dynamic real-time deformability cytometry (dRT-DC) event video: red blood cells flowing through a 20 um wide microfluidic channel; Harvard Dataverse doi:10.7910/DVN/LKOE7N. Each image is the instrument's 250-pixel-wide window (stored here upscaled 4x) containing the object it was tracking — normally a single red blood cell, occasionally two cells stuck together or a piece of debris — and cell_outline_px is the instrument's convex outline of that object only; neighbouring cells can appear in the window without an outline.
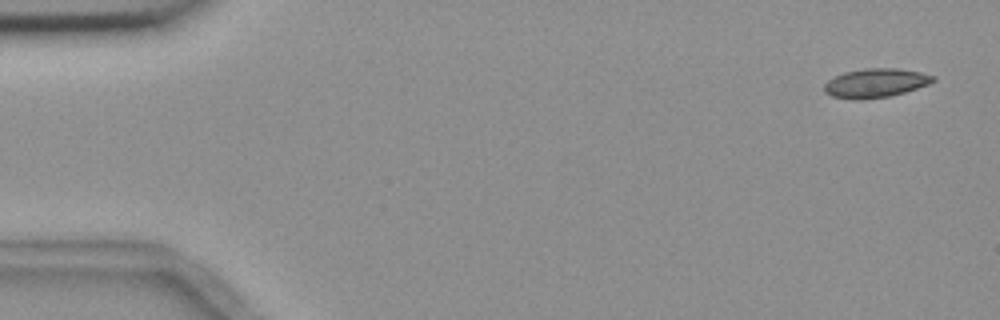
{"species": "common noctule bat (a hibernating species)", "species_latin": "Nyctalus noctula", "temperature_condition": "room temperature", "stored_images_in_passage": 4, "camera_frame_rate_fps": 3000, "um_per_image_px": 0.085, "animal": {"sex": "female", "body_mass_g": 18.4}, "frame": {"image": 1, "passage_image": 1, "time_ms": 0.0, "image_size_px": [1000, 320], "cell_outline_px": [[936, 80], [928, 84], [904, 92], [888, 96], [860, 100], [832, 96], [824, 92], [824, 84], [828, 80], [844, 72], [864, 68], [896, 68], [920, 72], [936, 76]], "centroid_in_image_um": [74.42, 7.05], "position_along_channel_um": 10.6, "area_um2": 18.26}}
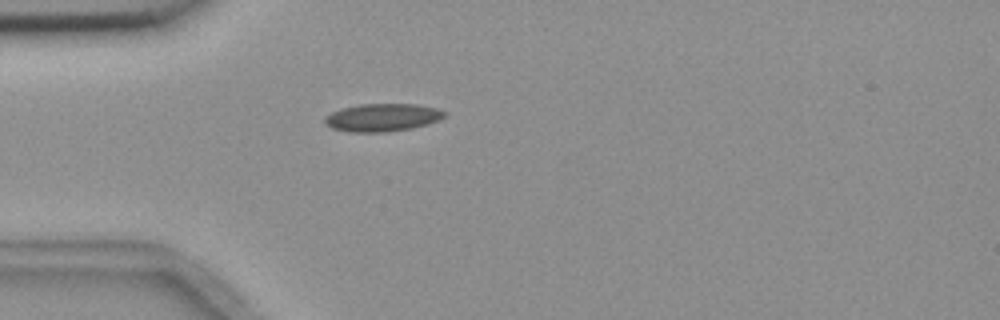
{"frame": {"image": 2, "passage_image": 4, "time_ms": 4.333, "image_size_px": [1000, 320], "cell_outline_px": [[448, 112], [440, 120], [428, 124], [412, 128], [384, 132], [348, 132], [332, 128], [324, 124], [324, 120], [332, 112], [344, 108], [360, 104], [416, 104], [440, 108]], "centroid_in_image_um": [32.56, 9.98], "position_along_channel_um": 52.4, "area_um2": 19.48}}